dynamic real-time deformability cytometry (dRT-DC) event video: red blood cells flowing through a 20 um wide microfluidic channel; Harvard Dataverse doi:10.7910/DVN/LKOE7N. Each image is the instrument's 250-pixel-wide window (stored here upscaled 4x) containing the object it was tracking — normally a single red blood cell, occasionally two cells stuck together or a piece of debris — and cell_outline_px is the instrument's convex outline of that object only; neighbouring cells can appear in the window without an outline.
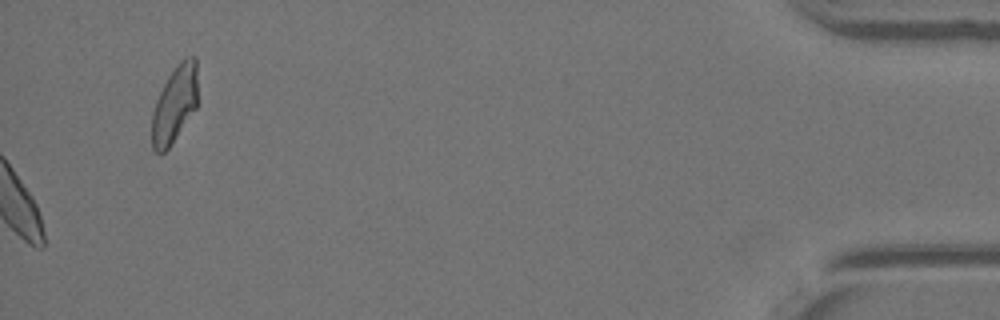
{"species": "Egyptian fruit bat (a non-hibernating species)", "species_latin": "Rousettus aegyptiacus", "temperature_condition": "warm", "stored_images_in_passage": 37, "camera_frame_rate_fps": 3000, "um_per_image_px": 0.085, "animal": {"sex": "female"}, "frame": {"image": 1, "passage_image": 37, "time_ms": 12.0, "image_size_px": [1000, 320], "cell_outline_px": [[196, 108], [168, 148], [164, 152], [156, 152], [152, 148], [152, 112], [156, 100], [168, 76], [176, 64], [184, 56], [196, 56]], "centroid_in_image_um": [14.83, 8.82], "position_along_channel_um": 420.4, "area_um2": 20.29}}